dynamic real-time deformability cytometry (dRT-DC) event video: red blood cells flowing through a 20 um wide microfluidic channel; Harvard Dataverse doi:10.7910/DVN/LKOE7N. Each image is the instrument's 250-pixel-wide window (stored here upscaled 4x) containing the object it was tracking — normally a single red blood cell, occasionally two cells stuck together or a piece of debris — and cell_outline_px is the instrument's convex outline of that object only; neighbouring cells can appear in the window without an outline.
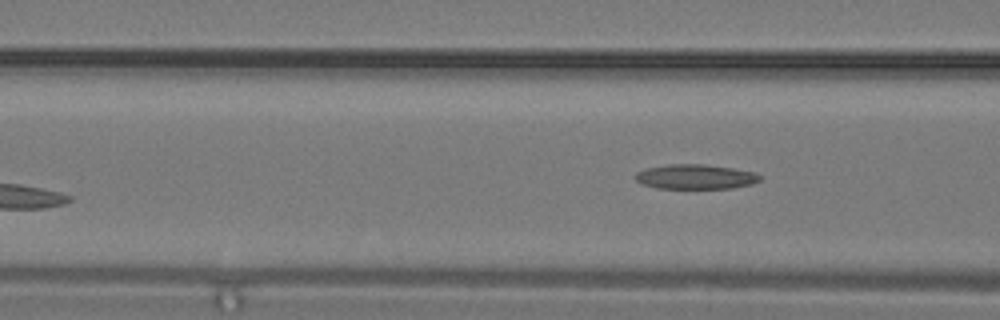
{"species": "common noctule bat (a hibernating species)", "species_latin": "Nyctalus noctula", "temperature_condition": "warm", "stored_images_in_passage": 7, "segment_of_instrument_passage": [2, 2], "camera_frame_rate_fps": 3000, "um_per_image_px": 0.085, "animal": {"sex": "male", "body_mass_g": 19.2, "forearm_length_mm": 51.8}, "frame": {"image": 1, "passage_image": 7, "time_ms": 2.0, "image_size_px": [1000, 320], "cell_outline_px": [[760, 180], [752, 184], [732, 188], [656, 188], [640, 184], [636, 180], [636, 172], [648, 168], [668, 164], [704, 164], [732, 168], [756, 172], [760, 176]], "centroid_in_image_um": [59.11, 15.02], "position_along_channel_um": 107.5, "area_um2": 17.92}}